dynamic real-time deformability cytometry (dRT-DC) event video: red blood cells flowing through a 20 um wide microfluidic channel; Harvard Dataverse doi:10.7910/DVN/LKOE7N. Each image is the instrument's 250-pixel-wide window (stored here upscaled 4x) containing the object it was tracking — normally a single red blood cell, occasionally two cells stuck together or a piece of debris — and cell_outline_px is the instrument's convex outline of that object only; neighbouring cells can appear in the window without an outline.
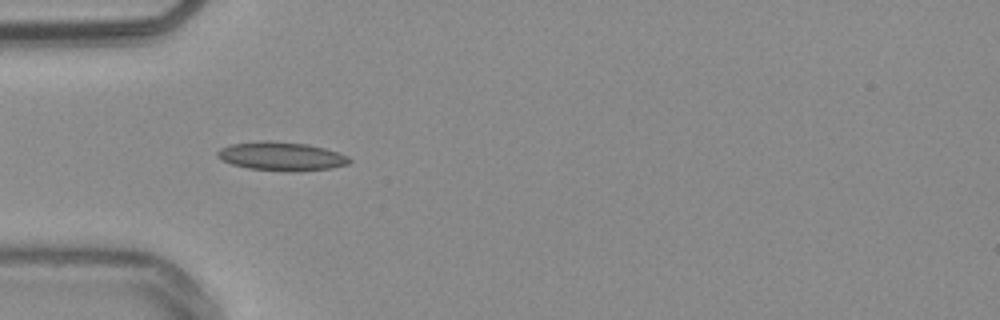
{"species": "common noctule bat (a hibernating species)", "species_latin": "Nyctalus noctula", "temperature_condition": "warm", "stored_images_in_passage": 38, "camera_frame_rate_fps": 3000, "um_per_image_px": 0.085, "animal": {"sex": "male", "body_mass_g": 20.4}, "frame": {"image": 1, "passage_image": 1, "time_ms": 0.0, "image_size_px": [1000, 320], "cell_outline_px": [[352, 160], [348, 164], [332, 168], [248, 168], [232, 164], [220, 160], [216, 156], [216, 152], [220, 148], [232, 144], [260, 140], [268, 140], [308, 144], [324, 148], [348, 156]], "centroid_in_image_um": [23.85, 13.22], "position_along_channel_um": 61.2, "area_um2": 20.98}, "authors_computed_cell_mechanics": {"area_um2": 19.1318, "velocity_mm_per_s": 3.8137, "shape_relaxation_time_tau1_ms": null, "shape_relaxation_time_tau2_ms": 4.9652, "deformation_change_tau1": null, "deformation_change_tau2": 0.1208}}